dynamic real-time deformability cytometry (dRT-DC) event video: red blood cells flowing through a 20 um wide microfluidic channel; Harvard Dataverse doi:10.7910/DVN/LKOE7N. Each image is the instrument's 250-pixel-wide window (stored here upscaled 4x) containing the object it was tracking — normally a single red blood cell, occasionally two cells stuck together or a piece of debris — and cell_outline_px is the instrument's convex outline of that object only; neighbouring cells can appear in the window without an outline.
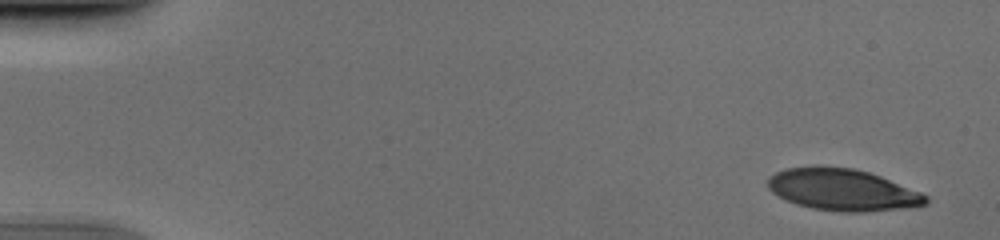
{"species": "human", "species_latin": "Homo sapiens", "temperature_condition": "cold", "stored_images_in_passage": 53, "camera_frame_rate_fps": 3000, "um_per_image_px": 0.085, "donor": {"sex": "male"}, "frame": {"image": 1, "passage_image": 3, "time_ms": 0.667, "image_size_px": [1000, 240], "cell_outline_px": [[928, 204], [864, 212], [844, 212], [812, 208], [796, 204], [772, 192], [768, 188], [768, 176], [784, 168], [852, 168], [868, 172], [880, 176], [920, 192], [928, 196]], "centroid_in_image_um": [71.6, 16.15], "position_along_channel_um": 13.4, "area_um2": 37.45}}
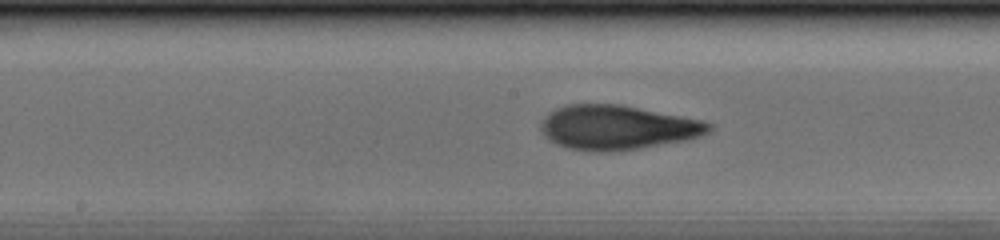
{"frame": {"image": 2, "passage_image": 28, "time_ms": 9.0, "image_size_px": [1000, 240], "cell_outline_px": [[712, 128], [708, 132], [700, 136], [684, 140], [640, 148], [612, 152], [596, 152], [568, 148], [556, 144], [548, 140], [544, 136], [540, 128], [540, 120], [548, 112], [564, 104], [620, 104], [704, 120], [712, 124]], "centroid_in_image_um": [52.43, 10.83], "position_along_channel_um": 195.8, "area_um2": 43.87}}
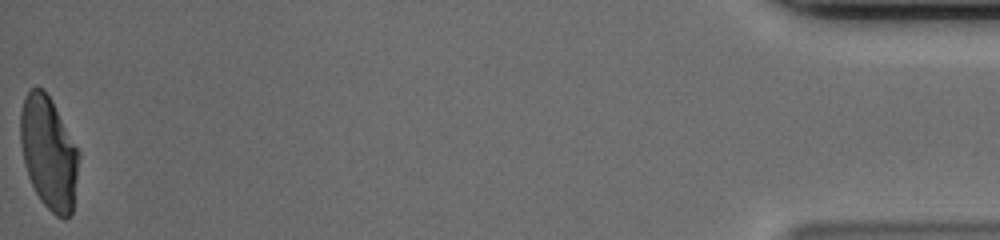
{"frame": {"image": 3, "passage_image": 53, "time_ms": 17.333, "image_size_px": [1000, 240], "cell_outline_px": [[80, 156], [72, 212], [64, 220], [56, 216], [40, 200], [28, 176], [24, 164], [20, 144], [20, 112], [24, 96], [32, 88], [44, 88], [52, 100], [80, 152]], "centroid_in_image_um": [4.14, 12.97], "position_along_channel_um": 431.1, "area_um2": 38.55}}